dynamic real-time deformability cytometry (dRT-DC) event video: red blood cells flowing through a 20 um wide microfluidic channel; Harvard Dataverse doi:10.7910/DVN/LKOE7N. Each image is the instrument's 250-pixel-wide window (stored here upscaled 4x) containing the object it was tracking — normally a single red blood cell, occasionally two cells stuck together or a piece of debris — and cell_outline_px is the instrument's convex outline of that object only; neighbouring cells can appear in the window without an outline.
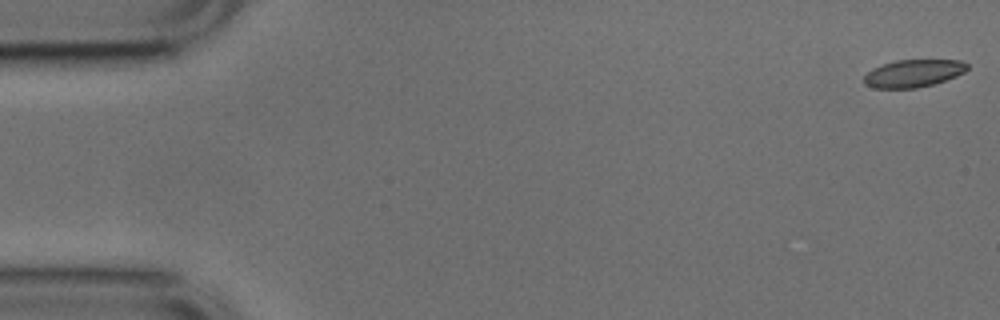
{"species": "common noctule bat (a hibernating species)", "species_latin": "Nyctalus noctula", "temperature_condition": "cold", "stored_images_in_passage": 10, "camera_frame_rate_fps": 3000, "um_per_image_px": 0.085, "animal": {"sex": "male", "body_mass_g": 17.9, "forearm_length_mm": 54.2}, "frame": {"image": 1, "passage_image": 1, "time_ms": 0.0, "image_size_px": [1000, 320], "cell_outline_px": [[968, 68], [964, 72], [956, 76], [932, 84], [916, 88], [872, 88], [864, 84], [864, 76], [872, 68], [896, 60], [960, 60], [968, 64]], "centroid_in_image_um": [77.62, 6.23], "position_along_channel_um": 7.4, "area_um2": 16.47}}